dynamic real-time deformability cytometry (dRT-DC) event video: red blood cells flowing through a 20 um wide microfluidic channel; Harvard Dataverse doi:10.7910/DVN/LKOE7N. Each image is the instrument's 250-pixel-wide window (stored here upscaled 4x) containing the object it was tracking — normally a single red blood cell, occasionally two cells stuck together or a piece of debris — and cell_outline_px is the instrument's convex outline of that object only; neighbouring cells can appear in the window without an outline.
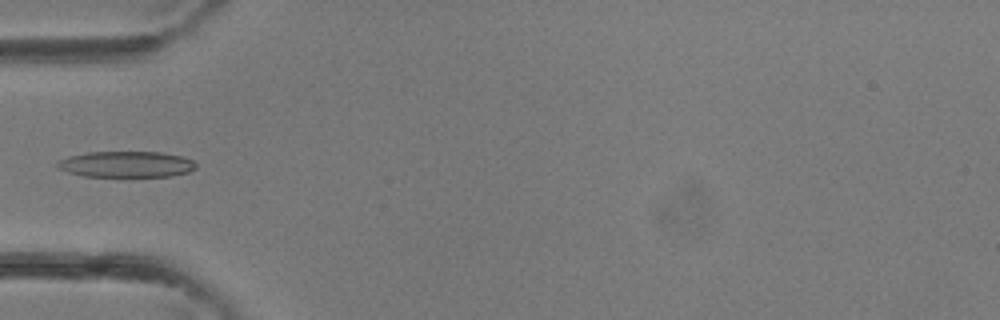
{"species": "common noctule bat (a hibernating species)", "species_latin": "Nyctalus noctula", "temperature_condition": "room temperature", "stored_images_in_passage": 2, "camera_frame_rate_fps": 3000, "um_per_image_px": 0.085, "animal": {"sex": "female"}, "frame": {"image": 1, "passage_image": 2, "time_ms": 0.333, "image_size_px": [1000, 320], "cell_outline_px": [[196, 168], [188, 172], [172, 176], [84, 176], [68, 172], [56, 168], [56, 160], [68, 156], [88, 152], [160, 152], [184, 156], [192, 160], [196, 164]], "centroid_in_image_um": [10.71, 13.96], "position_along_channel_um": 74.3, "area_um2": 21.15}}